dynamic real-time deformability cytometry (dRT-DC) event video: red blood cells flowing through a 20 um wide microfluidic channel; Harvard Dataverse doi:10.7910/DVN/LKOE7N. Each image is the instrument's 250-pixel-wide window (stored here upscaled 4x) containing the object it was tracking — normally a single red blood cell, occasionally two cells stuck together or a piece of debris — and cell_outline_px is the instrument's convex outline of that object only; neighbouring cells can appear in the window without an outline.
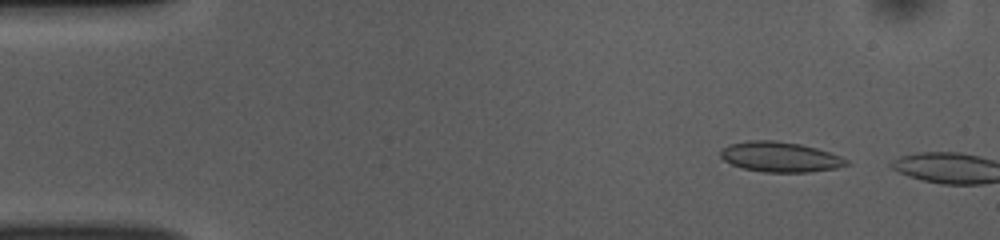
{"species": "common noctule bat (a hibernating species)", "species_latin": "Nyctalus noctula", "temperature_condition": "room temperature", "stored_images_in_passage": 7, "camera_frame_rate_fps": 3000, "um_per_image_px": 0.085, "animal": {"sex": "female", "body_mass_g": 10.0, "forearm_length_mm": 53.1}, "frame": {"image": 1, "passage_image": 5, "time_ms": 1.333, "image_size_px": [1000, 240], "cell_outline_px": [[848, 164], [836, 168], [808, 172], [764, 172], [740, 168], [724, 160], [720, 156], [720, 148], [728, 144], [748, 140], [776, 140], [800, 144], [816, 148], [840, 156], [848, 160]], "centroid_in_image_um": [66.25, 13.33], "position_along_channel_um": 18.8, "area_um2": 22.2}}